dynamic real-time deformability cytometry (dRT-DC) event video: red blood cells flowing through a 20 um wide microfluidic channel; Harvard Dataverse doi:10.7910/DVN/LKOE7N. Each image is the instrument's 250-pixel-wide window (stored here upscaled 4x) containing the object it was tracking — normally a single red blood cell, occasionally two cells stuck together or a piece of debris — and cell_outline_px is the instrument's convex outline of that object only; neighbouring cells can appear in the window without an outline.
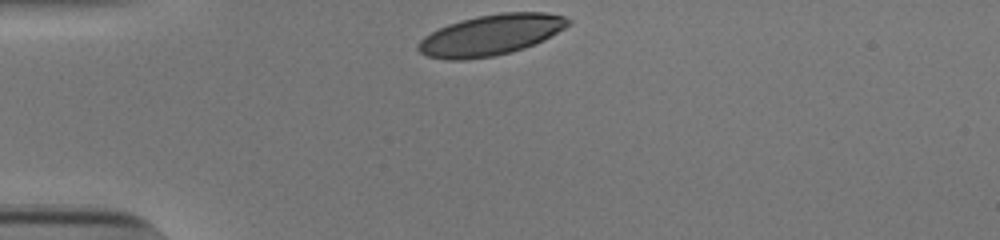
{"species": "human", "species_latin": "Homo sapiens", "temperature_condition": "cold", "stored_images_in_passage": 30, "camera_frame_rate_fps": 3000, "um_per_image_px": 0.085, "donor": {"sex": "male"}, "frame": {"image": 1, "passage_image": 1, "time_ms": 0.0, "image_size_px": [1000, 240], "cell_outline_px": [[572, 20], [564, 28], [544, 40], [524, 48], [512, 52], [492, 56], [464, 60], [444, 60], [428, 56], [420, 52], [416, 48], [420, 40], [424, 36], [448, 24], [460, 20], [500, 12], [544, 12], [564, 16]], "centroid_in_image_um": [41.71, 2.98], "position_along_channel_um": 43.3, "area_um2": 35.49}}
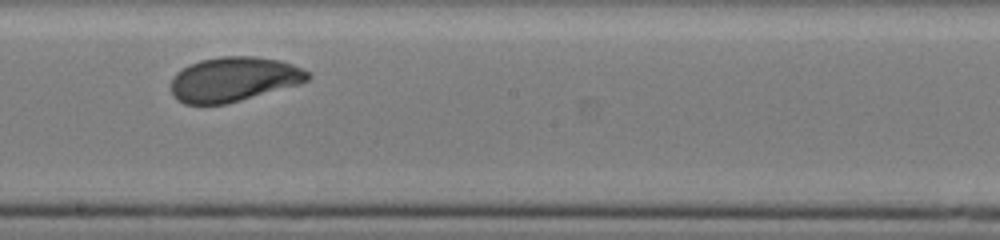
{"frame": {"image": 2, "passage_image": 18, "time_ms": 5.667, "image_size_px": [1000, 240], "cell_outline_px": [[312, 76], [308, 80], [300, 84], [240, 100], [224, 104], [184, 104], [176, 100], [172, 96], [172, 76], [176, 72], [200, 60], [220, 56], [256, 56], [280, 60], [292, 64], [308, 72]], "centroid_in_image_um": [19.86, 6.73], "position_along_channel_um": 228.3, "area_um2": 35.49}}
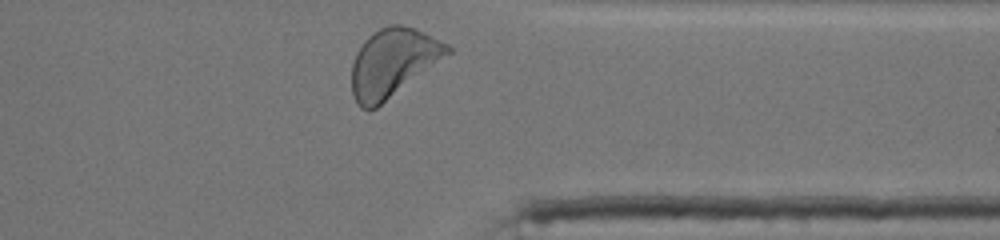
{"frame": {"image": 3, "passage_image": 30, "time_ms": 9.667, "image_size_px": [1000, 240], "cell_outline_px": [[452, 52], [376, 108], [360, 108], [356, 104], [352, 96], [352, 64], [356, 52], [364, 40], [372, 32], [388, 24], [400, 24], [416, 28], [448, 44], [452, 48]], "centroid_in_image_um": [33.38, 5.3], "position_along_channel_um": 378.0, "area_um2": 37.97}, "authors_computed_cell_mechanics": {"area_um2": 35.7782, "velocity_mm_per_s": 3.8234, "shape_relaxation_time_tau1_ms": 2.8417, "shape_relaxation_time_tau2_ms": 1.5464, "deformation_change_tau1": 0.1399, "deformation_change_tau2": 0.076}}